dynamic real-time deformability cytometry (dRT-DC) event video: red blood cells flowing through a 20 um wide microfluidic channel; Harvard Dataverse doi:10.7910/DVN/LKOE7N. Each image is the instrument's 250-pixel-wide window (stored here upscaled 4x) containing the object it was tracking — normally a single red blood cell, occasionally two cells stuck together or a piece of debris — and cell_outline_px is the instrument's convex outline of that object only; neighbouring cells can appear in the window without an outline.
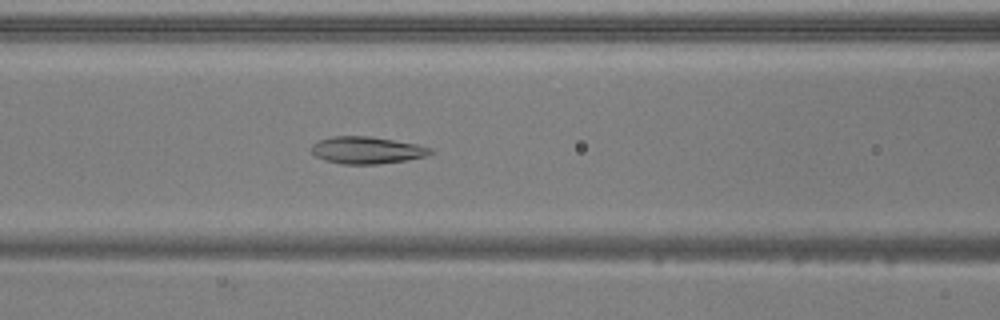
{"species": "common noctule bat (a hibernating species)", "species_latin": "Nyctalus noctula", "temperature_condition": "warm", "stored_images_in_passage": 53, "camera_frame_rate_fps": 3000, "um_per_image_px": 0.085, "animal": {"sex": "male", "body_mass_g": 20.5, "forearm_length_mm": 52.5}, "frame": {"image": 1, "passage_image": 22, "time_ms": 7.0, "image_size_px": [1000, 320], "cell_outline_px": [[436, 152], [428, 156], [408, 160], [376, 164], [340, 164], [324, 160], [316, 156], [312, 152], [312, 144], [320, 140], [332, 136], [368, 136], [416, 144], [432, 148]], "centroid_in_image_um": [31.22, 12.77], "position_along_channel_um": 135.4, "area_um2": 18.84}}
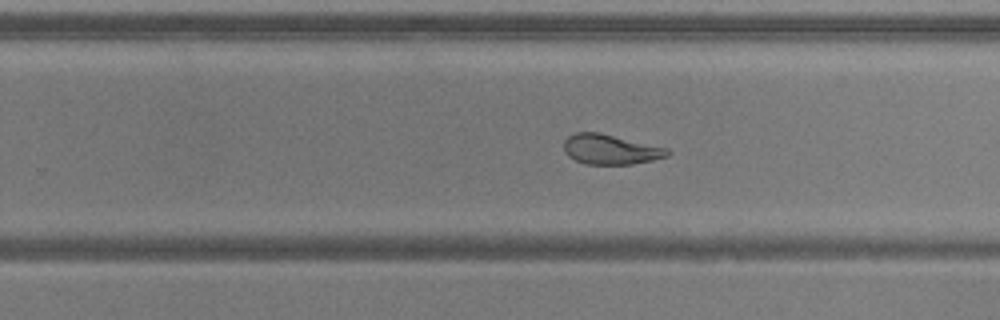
{"frame": {"image": 2, "passage_image": 33, "time_ms": 10.667, "image_size_px": [1000, 320], "cell_outline_px": [[672, 152], [668, 156], [652, 160], [632, 164], [584, 164], [568, 156], [564, 152], [564, 140], [568, 136], [576, 132], [600, 132], [668, 148]], "centroid_in_image_um": [51.89, 12.69], "position_along_channel_um": 277.9, "area_um2": 18.21}}
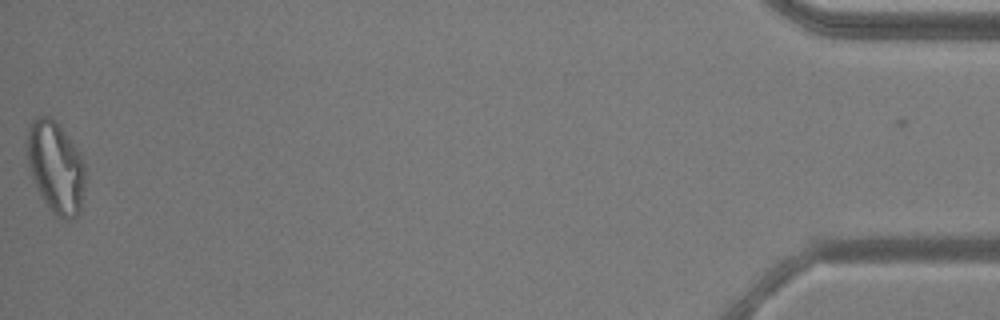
{"frame": {"image": 3, "passage_image": 52, "time_ms": 17.0, "image_size_px": [1000, 320], "cell_outline_px": [[88, 176], [80, 212], [76, 216], [68, 220], [64, 220], [56, 216], [48, 208], [40, 196], [32, 176], [24, 152], [28, 132], [32, 120], [36, 116], [48, 116], [56, 120], [60, 124], [80, 156], [84, 164]], "centroid_in_image_um": [4.74, 14.23], "position_along_channel_um": 430.5, "area_um2": 31.79}, "authors_computed_cell_mechanics": {"area_um2": 22.1952, "velocity_mm_per_s": 3.8902, "shape_relaxation_time_tau1_ms": null, "shape_relaxation_time_tau2_ms": 1.7401, "deformation_change_tau1": null, "deformation_change_tau2": 0.0733}}